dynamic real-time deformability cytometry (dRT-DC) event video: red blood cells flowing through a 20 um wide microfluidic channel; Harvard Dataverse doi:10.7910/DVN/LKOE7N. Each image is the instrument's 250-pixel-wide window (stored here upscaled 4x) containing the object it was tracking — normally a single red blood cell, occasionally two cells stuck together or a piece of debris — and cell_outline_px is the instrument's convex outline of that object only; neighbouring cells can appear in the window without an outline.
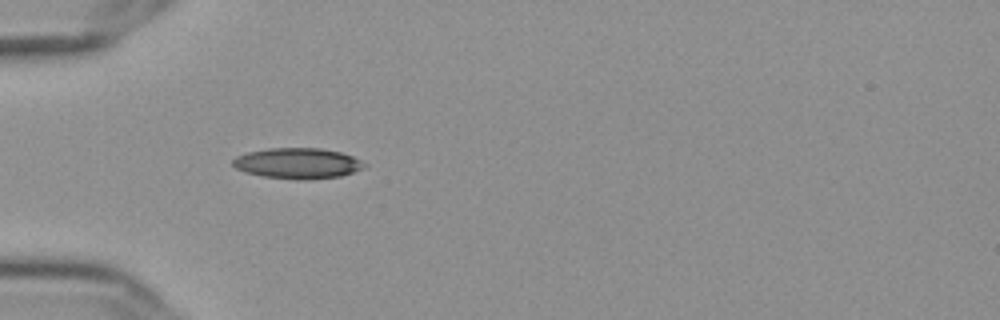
{"species": "Egyptian fruit bat (a non-hibernating species)", "species_latin": "Rousettus aegyptiacus", "temperature_condition": "cold", "stored_images_in_passage": 39, "camera_frame_rate_fps": 3000, "um_per_image_px": 0.085, "frame": {"image": 1, "passage_image": 1, "time_ms": 0.0, "image_size_px": [1000, 320], "cell_outline_px": [[368, 164], [364, 168], [340, 176], [264, 176], [244, 172], [236, 168], [232, 164], [232, 160], [236, 156], [248, 152], [268, 148], [320, 148], [340, 152], [352, 156]], "centroid_in_image_um": [25.27, 13.81], "position_along_channel_um": 59.7, "area_um2": 22.31}}
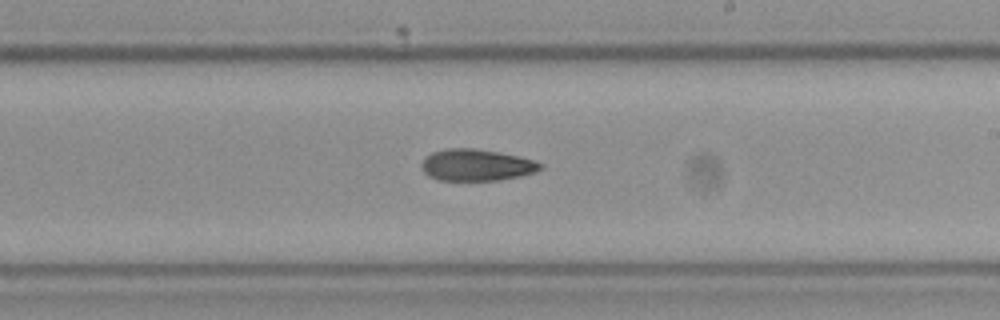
{"frame": {"image": 2, "passage_image": 17, "time_ms": 5.333, "image_size_px": [1000, 320], "cell_outline_px": [[544, 168], [532, 172], [516, 176], [496, 180], [440, 180], [428, 176], [424, 172], [420, 164], [432, 152], [444, 148], [472, 148], [500, 152], [520, 156], [536, 160], [544, 164]], "centroid_in_image_um": [40.51, 14.01], "position_along_channel_um": 248.5, "area_um2": 21.85}}
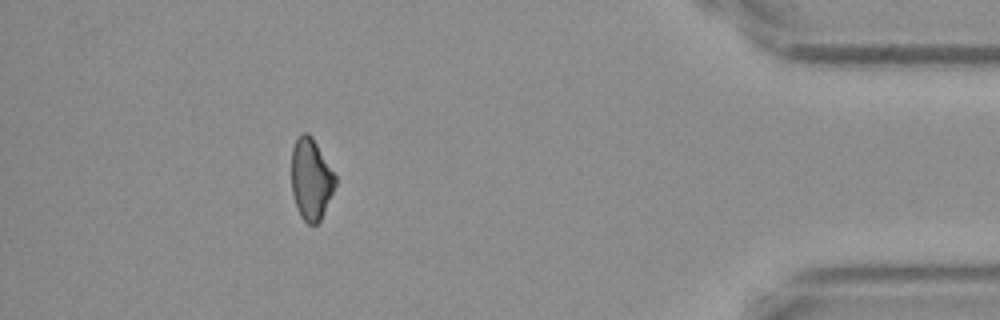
{"frame": {"image": 3, "passage_image": 34, "time_ms": 11.0, "image_size_px": [1000, 320], "cell_outline_px": [[336, 184], [320, 220], [316, 224], [308, 224], [300, 216], [296, 208], [292, 192], [292, 148], [300, 132], [308, 132], [312, 136], [336, 176]], "centroid_in_image_um": [26.42, 15.21], "position_along_channel_um": 408.8, "area_um2": 20.69}, "authors_computed_cell_mechanics": {"area_um2": 22.1952, "velocity_mm_per_s": 3.6352, "shape_relaxation_time_tau1_ms": 6.045, "shape_relaxation_time_tau2_ms": null, "deformation_change_tau1": 0.1255, "deformation_change_tau2": null}}